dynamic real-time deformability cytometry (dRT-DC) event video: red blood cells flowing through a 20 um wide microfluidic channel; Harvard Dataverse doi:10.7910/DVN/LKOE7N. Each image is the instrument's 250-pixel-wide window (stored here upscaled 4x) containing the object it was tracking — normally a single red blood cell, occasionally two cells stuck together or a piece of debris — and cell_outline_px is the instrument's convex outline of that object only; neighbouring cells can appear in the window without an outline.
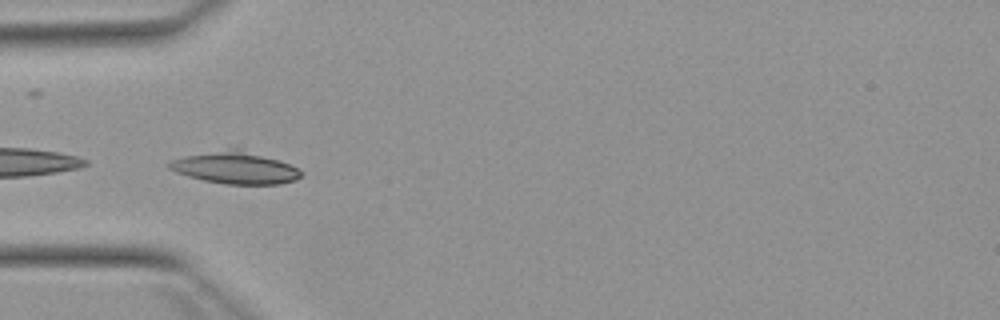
{"species": "Egyptian fruit bat (a non-hibernating species)", "species_latin": "Rousettus aegyptiacus", "temperature_condition": "warm", "stored_images_in_passage": 24, "camera_frame_rate_fps": 3000, "um_per_image_px": 0.085, "animal": {"sex": "female"}, "frame": {"image": 1, "passage_image": 4, "time_ms": 1.0, "image_size_px": [1000, 320], "cell_outline_px": [[304, 172], [296, 180], [280, 184], [224, 184], [204, 180], [188, 176], [176, 172], [168, 168], [164, 164], [168, 160], [188, 156], [232, 148], [240, 148], [280, 160]], "centroid_in_image_um": [19.99, 14.26], "position_along_channel_um": 65.0, "area_um2": 24.57}}